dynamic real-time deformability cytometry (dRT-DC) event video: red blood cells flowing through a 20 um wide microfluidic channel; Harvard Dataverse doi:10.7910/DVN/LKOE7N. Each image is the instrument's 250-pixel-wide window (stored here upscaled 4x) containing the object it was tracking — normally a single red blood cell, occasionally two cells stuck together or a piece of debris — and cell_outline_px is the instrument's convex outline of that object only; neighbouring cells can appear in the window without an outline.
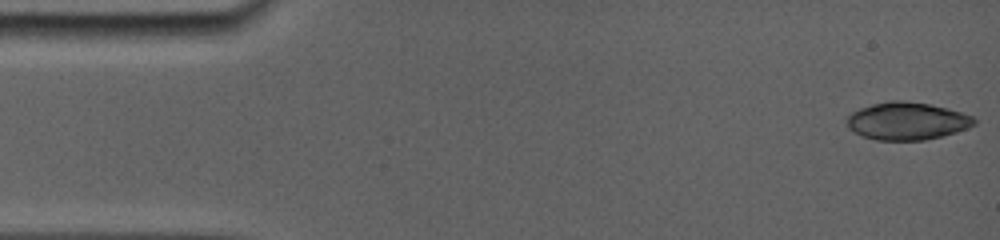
{"species": "common noctule bat (a hibernating species)", "species_latin": "Nyctalus noctula", "temperature_condition": "room temperature", "stored_images_in_passage": 23, "camera_frame_rate_fps": 5000, "um_per_image_px": 0.085, "animal": {"sex": "female", "body_mass_g": 19.0, "forearm_length_mm": 56.7}, "frame": {"image": 1, "passage_image": 1, "time_ms": 0.0, "image_size_px": [1000, 240], "cell_outline_px": [[976, 120], [972, 124], [964, 128], [940, 136], [920, 140], [880, 140], [864, 136], [856, 132], [848, 124], [848, 116], [852, 112], [860, 108], [872, 104], [892, 100], [900, 100], [928, 104], [960, 112], [972, 116]], "centroid_in_image_um": [77.06, 10.27], "position_along_channel_um": 7.9, "area_um2": 26.93}}
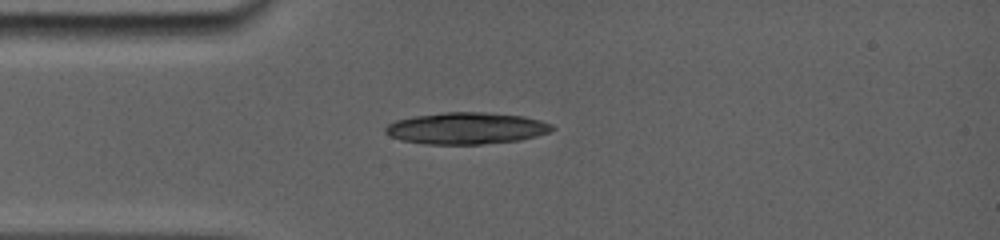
{"frame": {"image": 2, "passage_image": 22, "time_ms": 3.8, "image_size_px": [1000, 240], "cell_outline_px": [[552, 128], [548, 132], [516, 140], [480, 144], [432, 144], [404, 140], [392, 136], [384, 128], [388, 124], [396, 120], [416, 116], [444, 112], [484, 112], [524, 116], [540, 120], [552, 124]], "centroid_in_image_um": [39.64, 10.88], "position_along_channel_um": 45.4, "area_um2": 30.06}}